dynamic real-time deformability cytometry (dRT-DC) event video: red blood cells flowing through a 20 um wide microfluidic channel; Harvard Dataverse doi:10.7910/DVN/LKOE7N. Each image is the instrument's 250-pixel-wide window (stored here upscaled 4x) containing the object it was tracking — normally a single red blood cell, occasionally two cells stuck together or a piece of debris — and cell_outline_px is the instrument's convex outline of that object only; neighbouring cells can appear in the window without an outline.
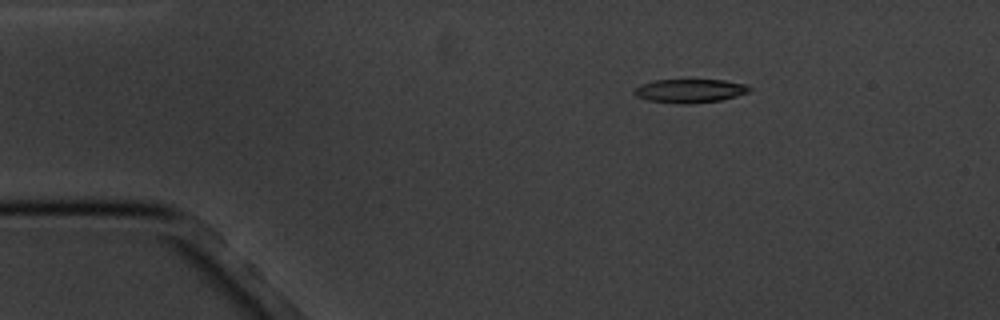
{"species": "common noctule bat (a hibernating species)", "species_latin": "Nyctalus noctula", "temperature_condition": "cold", "stored_images_in_passage": 5, "camera_frame_rate_fps": 3000, "um_per_image_px": 0.085, "animal": {"sex": "male", "body_mass_g": 20.1, "forearm_length_mm": 53.5}, "frame": {"image": 1, "passage_image": 3, "time_ms": 2.333, "image_size_px": [1000, 320], "cell_outline_px": [[752, 88], [748, 92], [736, 96], [720, 100], [688, 104], [680, 104], [648, 100], [636, 96], [632, 92], [640, 84], [656, 80], [724, 80], [744, 84]], "centroid_in_image_um": [58.62, 7.72], "position_along_channel_um": 26.4, "area_um2": 15.78}}